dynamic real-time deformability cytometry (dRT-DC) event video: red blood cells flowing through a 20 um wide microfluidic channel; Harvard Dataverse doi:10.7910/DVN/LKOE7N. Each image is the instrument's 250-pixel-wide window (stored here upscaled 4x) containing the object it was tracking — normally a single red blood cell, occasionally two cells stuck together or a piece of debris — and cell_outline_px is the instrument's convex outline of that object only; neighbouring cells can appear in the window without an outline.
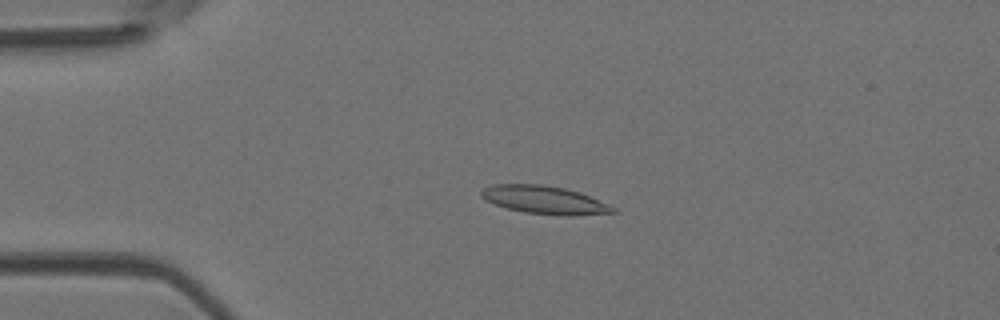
{"species": "Egyptian fruit bat (a non-hibernating species)", "species_latin": "Rousettus aegyptiacus", "temperature_condition": "room temperature", "stored_images_in_passage": 48, "camera_frame_rate_fps": 3000, "um_per_image_px": 0.085, "animal": {"sex": "female"}, "frame": {"image": 1, "passage_image": 11, "time_ms": 3.333, "image_size_px": [1000, 320], "cell_outline_px": [[616, 212], [572, 216], [568, 216], [524, 212], [508, 208], [484, 200], [480, 196], [480, 192], [484, 188], [492, 184], [544, 184], [564, 188], [580, 192], [608, 204], [616, 208]], "centroid_in_image_um": [46.27, 16.98], "position_along_channel_um": 38.7, "area_um2": 21.5}}
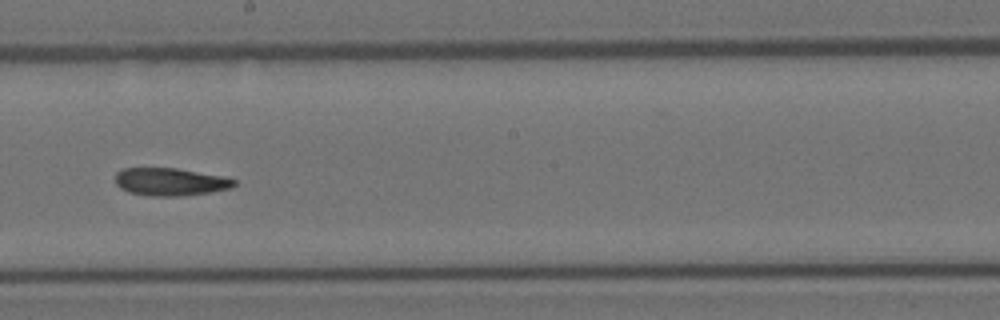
{"frame": {"image": 2, "passage_image": 27, "time_ms": 8.667, "image_size_px": [1000, 320], "cell_outline_px": [[236, 184], [232, 188], [208, 192], [180, 196], [148, 196], [128, 192], [120, 188], [116, 184], [116, 172], [124, 168], [176, 168], [224, 176], [236, 180]], "centroid_in_image_um": [14.47, 15.45], "position_along_channel_um": 233.7, "area_um2": 19.25}}
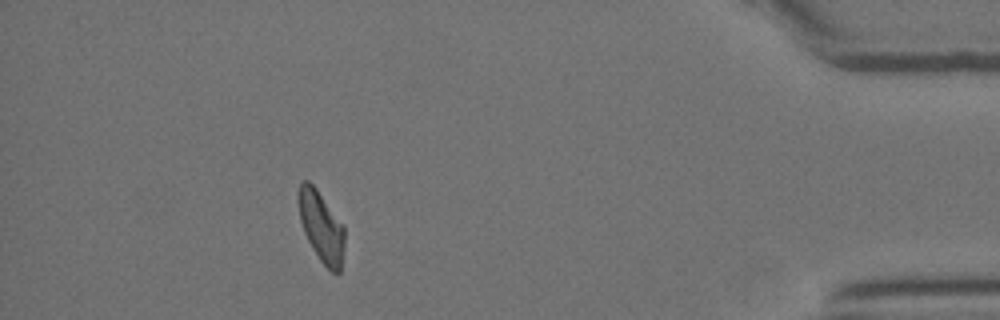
{"frame": {"image": 3, "passage_image": 43, "time_ms": 14.0, "image_size_px": [1000, 320], "cell_outline_px": [[344, 248], [340, 272], [332, 272], [320, 260], [312, 248], [304, 232], [300, 220], [296, 196], [300, 184], [304, 180], [308, 180], [316, 188], [344, 224]], "centroid_in_image_um": [27.3, 19.22], "position_along_channel_um": 407.9, "area_um2": 19.13}, "authors_computed_cell_mechanics": {"area_um2": 19.8832, "velocity_mm_per_s": 4.2575, "shape_relaxation_time_tau1_ms": null, "shape_relaxation_time_tau2_ms": 6.6955, "deformation_change_tau1": null, "deformation_change_tau2": 0.156}}